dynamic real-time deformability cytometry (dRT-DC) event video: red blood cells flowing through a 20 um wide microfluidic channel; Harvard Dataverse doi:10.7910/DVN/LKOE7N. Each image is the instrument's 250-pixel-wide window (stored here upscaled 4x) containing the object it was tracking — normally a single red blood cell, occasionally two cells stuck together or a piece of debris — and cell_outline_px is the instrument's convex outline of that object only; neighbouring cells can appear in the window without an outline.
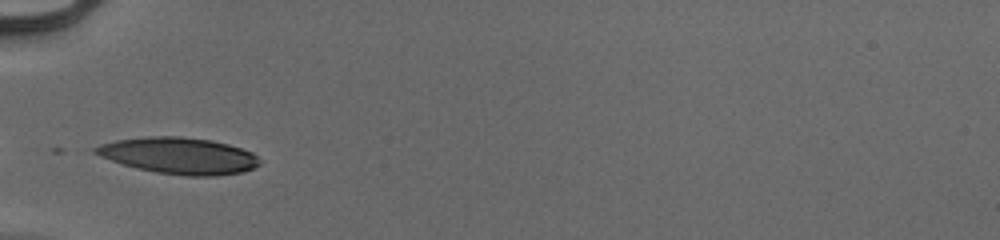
{"species": "human", "species_latin": "Homo sapiens", "temperature_condition": "cold", "stored_images_in_passage": 35, "camera_frame_rate_fps": 3000, "um_per_image_px": 0.085, "donor": {"sex": "male"}, "frame": {"image": 1, "passage_image": 1, "time_ms": 0.0, "image_size_px": [1000, 240], "cell_outline_px": [[260, 164], [244, 172], [216, 176], [188, 176], [156, 172], [136, 168], [100, 156], [92, 152], [92, 148], [100, 144], [116, 140], [148, 136], [180, 136], [212, 140], [228, 144], [252, 152], [260, 160]], "centroid_in_image_um": [15.21, 13.23], "position_along_channel_um": 69.8, "area_um2": 34.85}}
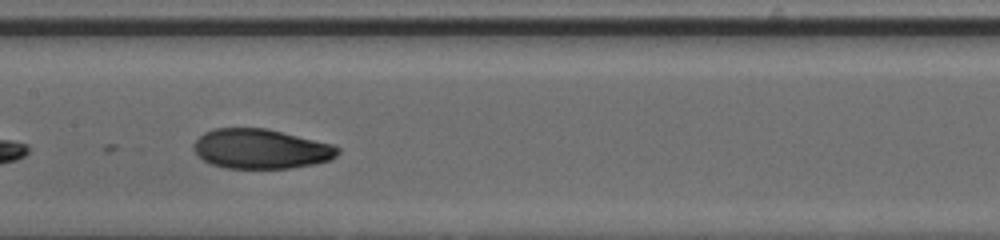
{"frame": {"image": 2, "passage_image": 10, "time_ms": 3.0, "image_size_px": [1000, 240], "cell_outline_px": [[340, 152], [336, 156], [328, 160], [312, 164], [288, 168], [224, 168], [212, 164], [196, 156], [192, 148], [196, 140], [204, 132], [212, 128], [268, 128], [336, 144], [340, 148]], "centroid_in_image_um": [22.18, 12.64], "position_along_channel_um": 185.2, "area_um2": 33.7}}
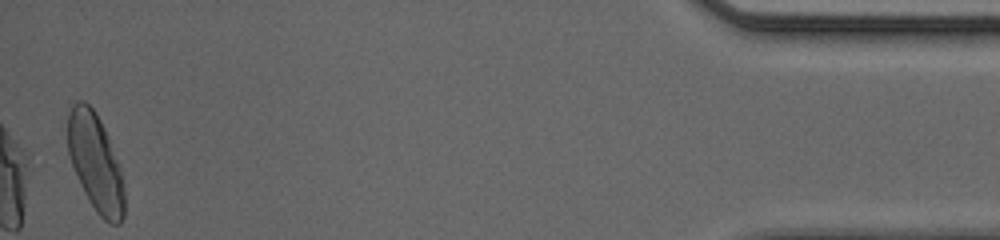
{"frame": {"image": 3, "passage_image": 34, "time_ms": 11.0, "image_size_px": [1000, 240], "cell_outline_px": [[124, 216], [120, 224], [108, 224], [96, 212], [84, 192], [80, 184], [72, 164], [68, 152], [68, 112], [72, 104], [76, 100], [84, 100], [96, 112], [104, 128], [120, 164], [124, 184]], "centroid_in_image_um": [8.13, 13.83], "position_along_channel_um": 427.1, "area_um2": 32.37}, "authors_computed_cell_mechanics": {"area_um2": 32.8882, "velocity_mm_per_s": 3.9546, "shape_relaxation_time_tau1_ms": 4.0878, "shape_relaxation_time_tau2_ms": 1.7662, "deformation_change_tau1": 0.1568, "deformation_change_tau2": 0.0722}}